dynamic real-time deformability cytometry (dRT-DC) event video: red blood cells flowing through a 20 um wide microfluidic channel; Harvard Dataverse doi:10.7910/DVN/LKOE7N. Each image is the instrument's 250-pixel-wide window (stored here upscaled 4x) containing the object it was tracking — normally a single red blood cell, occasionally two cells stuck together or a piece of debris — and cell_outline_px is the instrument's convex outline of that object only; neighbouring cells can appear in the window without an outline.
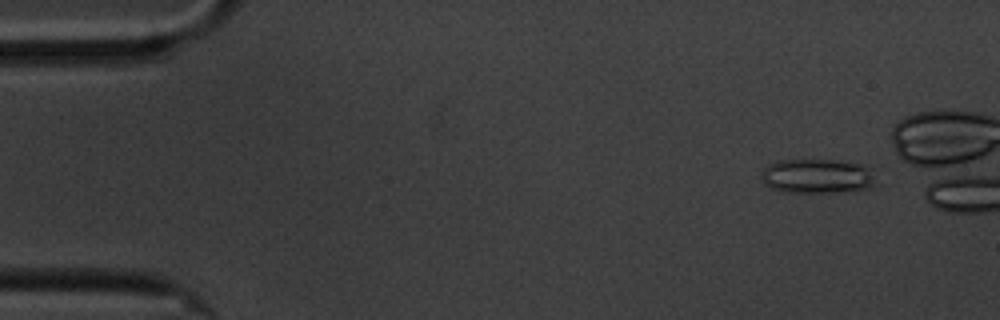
{"species": "common noctule bat (a hibernating species)", "species_latin": "Nyctalus noctula", "temperature_condition": "cold", "stored_images_in_passage": 48, "camera_frame_rate_fps": 3000, "um_per_image_px": 0.085, "animal": {"sex": "male", "body_mass_g": 20.1, "forearm_length_mm": 53.5}, "frame": {"image": 1, "passage_image": 5, "time_ms": 1.333, "image_size_px": [1000, 320], "cell_outline_px": [[880, 184], [876, 188], [836, 192], [784, 192], [772, 188], [764, 184], [760, 176], [760, 172], [768, 164], [780, 160], [840, 160], [864, 164], [872, 168]], "centroid_in_image_um": [69.57, 14.97], "position_along_channel_um": 15.4, "area_um2": 23.87}}
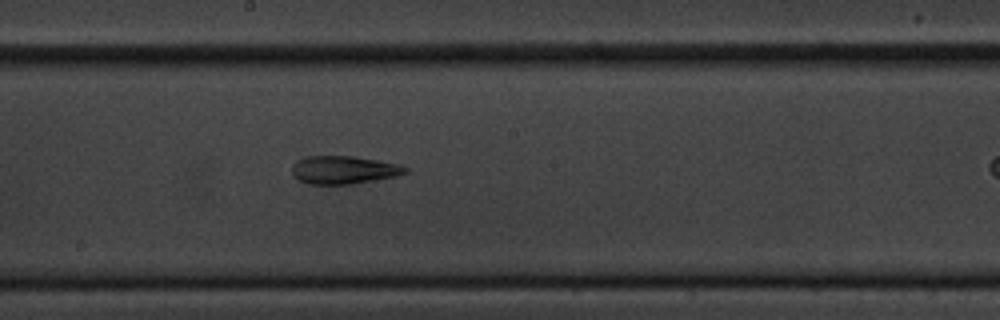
{"frame": {"image": 2, "passage_image": 32, "time_ms": 10.333, "image_size_px": [1000, 320], "cell_outline_px": [[408, 172], [396, 176], [352, 184], [308, 184], [292, 176], [292, 164], [296, 160], [304, 156], [352, 156], [400, 164], [408, 168]], "centroid_in_image_um": [29.18, 14.44], "position_along_channel_um": 219.0, "area_um2": 18.61}}
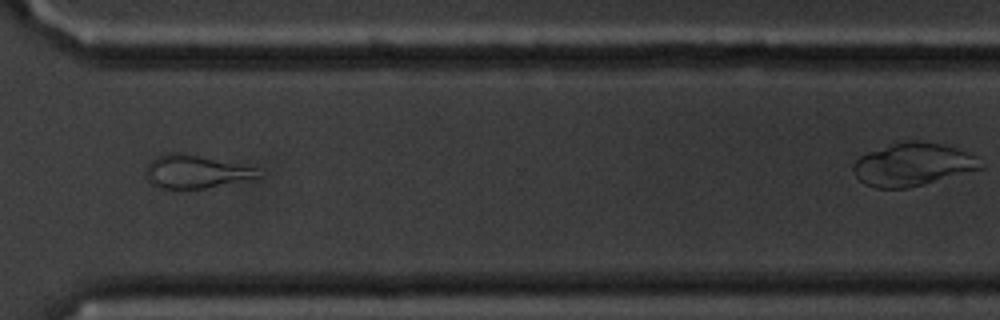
{"frame": {"image": 3, "passage_image": 44, "time_ms": 14.333, "image_size_px": [1000, 320], "cell_outline_px": [[260, 176], [204, 188], [160, 188], [152, 184], [148, 180], [144, 172], [148, 164], [156, 156], [168, 152], [184, 152], [256, 168]], "centroid_in_image_um": [16.52, 14.56], "position_along_channel_um": 354.1, "area_um2": 21.27}}